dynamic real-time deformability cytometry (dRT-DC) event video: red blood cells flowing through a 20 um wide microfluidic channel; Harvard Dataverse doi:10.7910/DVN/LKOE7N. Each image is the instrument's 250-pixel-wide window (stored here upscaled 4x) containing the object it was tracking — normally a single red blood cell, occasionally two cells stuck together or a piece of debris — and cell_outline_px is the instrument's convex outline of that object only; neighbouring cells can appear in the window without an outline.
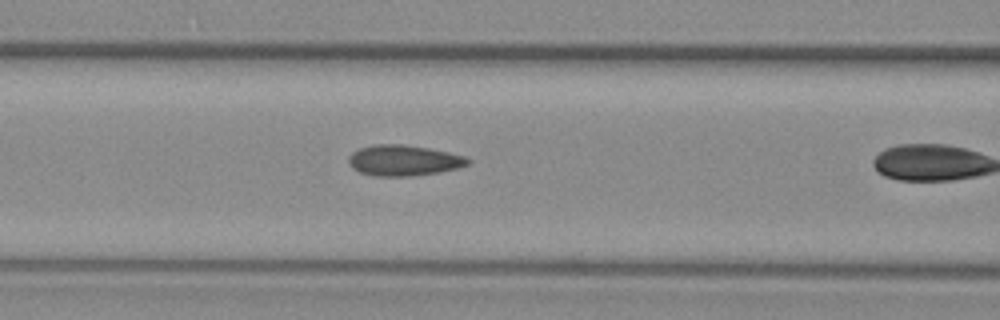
{"species": "common noctule bat (a hibernating species)", "species_latin": "Nyctalus noctula", "temperature_condition": "warm", "stored_images_in_passage": 11, "camera_frame_rate_fps": 3000, "um_per_image_px": 0.085, "animal": {"sex": "female", "body_mass_g": 29.2, "forearm_length_mm": 56.3}, "frame": {"image": 1, "passage_image": 10, "time_ms": 3.0, "image_size_px": [1000, 320], "cell_outline_px": [[472, 160], [468, 164], [456, 168], [440, 172], [412, 176], [372, 176], [360, 172], [352, 168], [348, 164], [348, 156], [352, 152], [360, 148], [376, 144], [404, 144], [428, 148], [468, 156]], "centroid_in_image_um": [34.31, 13.63], "position_along_channel_um": 132.3, "area_um2": 21.56}}